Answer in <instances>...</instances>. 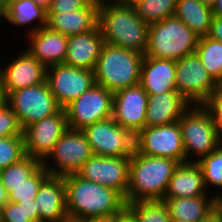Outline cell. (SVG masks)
Here are the masks:
<instances>
[{
	"instance_id": "cell-32",
	"label": "cell",
	"mask_w": 222,
	"mask_h": 222,
	"mask_svg": "<svg viewBox=\"0 0 222 222\" xmlns=\"http://www.w3.org/2000/svg\"><path fill=\"white\" fill-rule=\"evenodd\" d=\"M49 175L42 165L31 177L24 179V182L19 185L4 187L8 193L9 202L20 203L35 200L41 183Z\"/></svg>"
},
{
	"instance_id": "cell-48",
	"label": "cell",
	"mask_w": 222,
	"mask_h": 222,
	"mask_svg": "<svg viewBox=\"0 0 222 222\" xmlns=\"http://www.w3.org/2000/svg\"><path fill=\"white\" fill-rule=\"evenodd\" d=\"M35 2H37L38 4L44 6L45 8H47L50 4L51 0H34Z\"/></svg>"
},
{
	"instance_id": "cell-31",
	"label": "cell",
	"mask_w": 222,
	"mask_h": 222,
	"mask_svg": "<svg viewBox=\"0 0 222 222\" xmlns=\"http://www.w3.org/2000/svg\"><path fill=\"white\" fill-rule=\"evenodd\" d=\"M42 161L26 155L20 161L0 170V179L4 187H14L31 177L41 166Z\"/></svg>"
},
{
	"instance_id": "cell-16",
	"label": "cell",
	"mask_w": 222,
	"mask_h": 222,
	"mask_svg": "<svg viewBox=\"0 0 222 222\" xmlns=\"http://www.w3.org/2000/svg\"><path fill=\"white\" fill-rule=\"evenodd\" d=\"M148 94L140 84L113 93L112 118L133 136L145 127Z\"/></svg>"
},
{
	"instance_id": "cell-51",
	"label": "cell",
	"mask_w": 222,
	"mask_h": 222,
	"mask_svg": "<svg viewBox=\"0 0 222 222\" xmlns=\"http://www.w3.org/2000/svg\"><path fill=\"white\" fill-rule=\"evenodd\" d=\"M11 0H0V9L3 8L6 4H8Z\"/></svg>"
},
{
	"instance_id": "cell-24",
	"label": "cell",
	"mask_w": 222,
	"mask_h": 222,
	"mask_svg": "<svg viewBox=\"0 0 222 222\" xmlns=\"http://www.w3.org/2000/svg\"><path fill=\"white\" fill-rule=\"evenodd\" d=\"M210 195L203 182L197 162L180 163L174 170L164 198L198 197Z\"/></svg>"
},
{
	"instance_id": "cell-20",
	"label": "cell",
	"mask_w": 222,
	"mask_h": 222,
	"mask_svg": "<svg viewBox=\"0 0 222 222\" xmlns=\"http://www.w3.org/2000/svg\"><path fill=\"white\" fill-rule=\"evenodd\" d=\"M103 45L104 39L99 26L93 31L68 36L64 64L94 70Z\"/></svg>"
},
{
	"instance_id": "cell-29",
	"label": "cell",
	"mask_w": 222,
	"mask_h": 222,
	"mask_svg": "<svg viewBox=\"0 0 222 222\" xmlns=\"http://www.w3.org/2000/svg\"><path fill=\"white\" fill-rule=\"evenodd\" d=\"M126 211L136 222H170L167 205L162 200L126 203Z\"/></svg>"
},
{
	"instance_id": "cell-26",
	"label": "cell",
	"mask_w": 222,
	"mask_h": 222,
	"mask_svg": "<svg viewBox=\"0 0 222 222\" xmlns=\"http://www.w3.org/2000/svg\"><path fill=\"white\" fill-rule=\"evenodd\" d=\"M171 220L199 222L215 210V196L163 198Z\"/></svg>"
},
{
	"instance_id": "cell-41",
	"label": "cell",
	"mask_w": 222,
	"mask_h": 222,
	"mask_svg": "<svg viewBox=\"0 0 222 222\" xmlns=\"http://www.w3.org/2000/svg\"><path fill=\"white\" fill-rule=\"evenodd\" d=\"M7 202H9L8 193L5 190V188L1 182V179H0V208L2 206H4Z\"/></svg>"
},
{
	"instance_id": "cell-37",
	"label": "cell",
	"mask_w": 222,
	"mask_h": 222,
	"mask_svg": "<svg viewBox=\"0 0 222 222\" xmlns=\"http://www.w3.org/2000/svg\"><path fill=\"white\" fill-rule=\"evenodd\" d=\"M203 106L210 112L217 125L220 138L222 137V85L210 95Z\"/></svg>"
},
{
	"instance_id": "cell-39",
	"label": "cell",
	"mask_w": 222,
	"mask_h": 222,
	"mask_svg": "<svg viewBox=\"0 0 222 222\" xmlns=\"http://www.w3.org/2000/svg\"><path fill=\"white\" fill-rule=\"evenodd\" d=\"M207 36L222 42V17L213 16Z\"/></svg>"
},
{
	"instance_id": "cell-28",
	"label": "cell",
	"mask_w": 222,
	"mask_h": 222,
	"mask_svg": "<svg viewBox=\"0 0 222 222\" xmlns=\"http://www.w3.org/2000/svg\"><path fill=\"white\" fill-rule=\"evenodd\" d=\"M194 53L213 80L222 85V42L208 36L199 37Z\"/></svg>"
},
{
	"instance_id": "cell-10",
	"label": "cell",
	"mask_w": 222,
	"mask_h": 222,
	"mask_svg": "<svg viewBox=\"0 0 222 222\" xmlns=\"http://www.w3.org/2000/svg\"><path fill=\"white\" fill-rule=\"evenodd\" d=\"M68 127L84 130L97 121L111 118L113 114V92L94 84L76 100L64 108Z\"/></svg>"
},
{
	"instance_id": "cell-3",
	"label": "cell",
	"mask_w": 222,
	"mask_h": 222,
	"mask_svg": "<svg viewBox=\"0 0 222 222\" xmlns=\"http://www.w3.org/2000/svg\"><path fill=\"white\" fill-rule=\"evenodd\" d=\"M178 165L173 159L145 156L134 149L129 162L126 203L163 200Z\"/></svg>"
},
{
	"instance_id": "cell-40",
	"label": "cell",
	"mask_w": 222,
	"mask_h": 222,
	"mask_svg": "<svg viewBox=\"0 0 222 222\" xmlns=\"http://www.w3.org/2000/svg\"><path fill=\"white\" fill-rule=\"evenodd\" d=\"M214 191L215 196V210L219 213L222 220V192L220 193L218 190Z\"/></svg>"
},
{
	"instance_id": "cell-38",
	"label": "cell",
	"mask_w": 222,
	"mask_h": 222,
	"mask_svg": "<svg viewBox=\"0 0 222 222\" xmlns=\"http://www.w3.org/2000/svg\"><path fill=\"white\" fill-rule=\"evenodd\" d=\"M91 0H51L47 13H66L84 8Z\"/></svg>"
},
{
	"instance_id": "cell-45",
	"label": "cell",
	"mask_w": 222,
	"mask_h": 222,
	"mask_svg": "<svg viewBox=\"0 0 222 222\" xmlns=\"http://www.w3.org/2000/svg\"><path fill=\"white\" fill-rule=\"evenodd\" d=\"M119 222H136L135 219L125 211L122 214H119Z\"/></svg>"
},
{
	"instance_id": "cell-2",
	"label": "cell",
	"mask_w": 222,
	"mask_h": 222,
	"mask_svg": "<svg viewBox=\"0 0 222 222\" xmlns=\"http://www.w3.org/2000/svg\"><path fill=\"white\" fill-rule=\"evenodd\" d=\"M98 26L104 43L145 54L149 25L132 5L118 0L101 1Z\"/></svg>"
},
{
	"instance_id": "cell-13",
	"label": "cell",
	"mask_w": 222,
	"mask_h": 222,
	"mask_svg": "<svg viewBox=\"0 0 222 222\" xmlns=\"http://www.w3.org/2000/svg\"><path fill=\"white\" fill-rule=\"evenodd\" d=\"M46 82L64 109L95 84L94 71L57 64L47 68Z\"/></svg>"
},
{
	"instance_id": "cell-21",
	"label": "cell",
	"mask_w": 222,
	"mask_h": 222,
	"mask_svg": "<svg viewBox=\"0 0 222 222\" xmlns=\"http://www.w3.org/2000/svg\"><path fill=\"white\" fill-rule=\"evenodd\" d=\"M39 222H59L66 214V185L63 176L49 175L35 197Z\"/></svg>"
},
{
	"instance_id": "cell-9",
	"label": "cell",
	"mask_w": 222,
	"mask_h": 222,
	"mask_svg": "<svg viewBox=\"0 0 222 222\" xmlns=\"http://www.w3.org/2000/svg\"><path fill=\"white\" fill-rule=\"evenodd\" d=\"M134 149L145 156L169 158L186 162L179 123L145 126L134 136Z\"/></svg>"
},
{
	"instance_id": "cell-6",
	"label": "cell",
	"mask_w": 222,
	"mask_h": 222,
	"mask_svg": "<svg viewBox=\"0 0 222 222\" xmlns=\"http://www.w3.org/2000/svg\"><path fill=\"white\" fill-rule=\"evenodd\" d=\"M178 123L186 162H197L221 144L217 125L203 105H191ZM191 156L195 157L191 159Z\"/></svg>"
},
{
	"instance_id": "cell-27",
	"label": "cell",
	"mask_w": 222,
	"mask_h": 222,
	"mask_svg": "<svg viewBox=\"0 0 222 222\" xmlns=\"http://www.w3.org/2000/svg\"><path fill=\"white\" fill-rule=\"evenodd\" d=\"M174 15L199 37L208 35L213 12L201 0H177Z\"/></svg>"
},
{
	"instance_id": "cell-33",
	"label": "cell",
	"mask_w": 222,
	"mask_h": 222,
	"mask_svg": "<svg viewBox=\"0 0 222 222\" xmlns=\"http://www.w3.org/2000/svg\"><path fill=\"white\" fill-rule=\"evenodd\" d=\"M197 164L202 170L203 182L207 192L210 191L211 193V186L222 190V145L220 144L210 154L199 159Z\"/></svg>"
},
{
	"instance_id": "cell-35",
	"label": "cell",
	"mask_w": 222,
	"mask_h": 222,
	"mask_svg": "<svg viewBox=\"0 0 222 222\" xmlns=\"http://www.w3.org/2000/svg\"><path fill=\"white\" fill-rule=\"evenodd\" d=\"M25 156L24 136L0 138V170L20 161Z\"/></svg>"
},
{
	"instance_id": "cell-8",
	"label": "cell",
	"mask_w": 222,
	"mask_h": 222,
	"mask_svg": "<svg viewBox=\"0 0 222 222\" xmlns=\"http://www.w3.org/2000/svg\"><path fill=\"white\" fill-rule=\"evenodd\" d=\"M6 102L16 113L23 130L63 109L51 93L47 82L12 91L6 96Z\"/></svg>"
},
{
	"instance_id": "cell-11",
	"label": "cell",
	"mask_w": 222,
	"mask_h": 222,
	"mask_svg": "<svg viewBox=\"0 0 222 222\" xmlns=\"http://www.w3.org/2000/svg\"><path fill=\"white\" fill-rule=\"evenodd\" d=\"M175 86L191 105H203L219 85L193 53L176 61Z\"/></svg>"
},
{
	"instance_id": "cell-46",
	"label": "cell",
	"mask_w": 222,
	"mask_h": 222,
	"mask_svg": "<svg viewBox=\"0 0 222 222\" xmlns=\"http://www.w3.org/2000/svg\"><path fill=\"white\" fill-rule=\"evenodd\" d=\"M89 222H119V215L111 217V218L94 219V220H90Z\"/></svg>"
},
{
	"instance_id": "cell-43",
	"label": "cell",
	"mask_w": 222,
	"mask_h": 222,
	"mask_svg": "<svg viewBox=\"0 0 222 222\" xmlns=\"http://www.w3.org/2000/svg\"><path fill=\"white\" fill-rule=\"evenodd\" d=\"M211 9L213 16L222 17V0H216Z\"/></svg>"
},
{
	"instance_id": "cell-14",
	"label": "cell",
	"mask_w": 222,
	"mask_h": 222,
	"mask_svg": "<svg viewBox=\"0 0 222 222\" xmlns=\"http://www.w3.org/2000/svg\"><path fill=\"white\" fill-rule=\"evenodd\" d=\"M68 129L64 109L28 125L23 130L26 155L43 162L51 153L55 143Z\"/></svg>"
},
{
	"instance_id": "cell-18",
	"label": "cell",
	"mask_w": 222,
	"mask_h": 222,
	"mask_svg": "<svg viewBox=\"0 0 222 222\" xmlns=\"http://www.w3.org/2000/svg\"><path fill=\"white\" fill-rule=\"evenodd\" d=\"M99 5V1L91 0L77 11L47 13V27L65 36L93 31L99 23Z\"/></svg>"
},
{
	"instance_id": "cell-36",
	"label": "cell",
	"mask_w": 222,
	"mask_h": 222,
	"mask_svg": "<svg viewBox=\"0 0 222 222\" xmlns=\"http://www.w3.org/2000/svg\"><path fill=\"white\" fill-rule=\"evenodd\" d=\"M23 136V128L16 113L5 101L0 104V138Z\"/></svg>"
},
{
	"instance_id": "cell-44",
	"label": "cell",
	"mask_w": 222,
	"mask_h": 222,
	"mask_svg": "<svg viewBox=\"0 0 222 222\" xmlns=\"http://www.w3.org/2000/svg\"><path fill=\"white\" fill-rule=\"evenodd\" d=\"M59 222H89V220H85L80 217H74L66 214Z\"/></svg>"
},
{
	"instance_id": "cell-17",
	"label": "cell",
	"mask_w": 222,
	"mask_h": 222,
	"mask_svg": "<svg viewBox=\"0 0 222 222\" xmlns=\"http://www.w3.org/2000/svg\"><path fill=\"white\" fill-rule=\"evenodd\" d=\"M4 64H0V70L5 96L12 91L46 82L47 68L26 49L18 53L11 62Z\"/></svg>"
},
{
	"instance_id": "cell-4",
	"label": "cell",
	"mask_w": 222,
	"mask_h": 222,
	"mask_svg": "<svg viewBox=\"0 0 222 222\" xmlns=\"http://www.w3.org/2000/svg\"><path fill=\"white\" fill-rule=\"evenodd\" d=\"M143 59L139 52L104 43L93 70L95 84L113 93L139 84Z\"/></svg>"
},
{
	"instance_id": "cell-49",
	"label": "cell",
	"mask_w": 222,
	"mask_h": 222,
	"mask_svg": "<svg viewBox=\"0 0 222 222\" xmlns=\"http://www.w3.org/2000/svg\"><path fill=\"white\" fill-rule=\"evenodd\" d=\"M124 4H128V5H134L135 3L139 2L140 0H118Z\"/></svg>"
},
{
	"instance_id": "cell-52",
	"label": "cell",
	"mask_w": 222,
	"mask_h": 222,
	"mask_svg": "<svg viewBox=\"0 0 222 222\" xmlns=\"http://www.w3.org/2000/svg\"><path fill=\"white\" fill-rule=\"evenodd\" d=\"M170 222H181V221H177V220H171Z\"/></svg>"
},
{
	"instance_id": "cell-30",
	"label": "cell",
	"mask_w": 222,
	"mask_h": 222,
	"mask_svg": "<svg viewBox=\"0 0 222 222\" xmlns=\"http://www.w3.org/2000/svg\"><path fill=\"white\" fill-rule=\"evenodd\" d=\"M176 4L177 0H140L133 7L138 16L151 25L174 15Z\"/></svg>"
},
{
	"instance_id": "cell-15",
	"label": "cell",
	"mask_w": 222,
	"mask_h": 222,
	"mask_svg": "<svg viewBox=\"0 0 222 222\" xmlns=\"http://www.w3.org/2000/svg\"><path fill=\"white\" fill-rule=\"evenodd\" d=\"M129 162L130 156L92 155L77 174L86 180L112 188L125 198L129 184Z\"/></svg>"
},
{
	"instance_id": "cell-12",
	"label": "cell",
	"mask_w": 222,
	"mask_h": 222,
	"mask_svg": "<svg viewBox=\"0 0 222 222\" xmlns=\"http://www.w3.org/2000/svg\"><path fill=\"white\" fill-rule=\"evenodd\" d=\"M82 131L90 144L93 155L105 157L132 155L134 136L112 117L97 121Z\"/></svg>"
},
{
	"instance_id": "cell-42",
	"label": "cell",
	"mask_w": 222,
	"mask_h": 222,
	"mask_svg": "<svg viewBox=\"0 0 222 222\" xmlns=\"http://www.w3.org/2000/svg\"><path fill=\"white\" fill-rule=\"evenodd\" d=\"M199 222H222L219 213L214 210L211 214H209L206 218L202 219Z\"/></svg>"
},
{
	"instance_id": "cell-25",
	"label": "cell",
	"mask_w": 222,
	"mask_h": 222,
	"mask_svg": "<svg viewBox=\"0 0 222 222\" xmlns=\"http://www.w3.org/2000/svg\"><path fill=\"white\" fill-rule=\"evenodd\" d=\"M3 18L17 27L34 23L33 27H29L30 30L26 32L30 34L47 26V9L34 0H11L0 9V19Z\"/></svg>"
},
{
	"instance_id": "cell-23",
	"label": "cell",
	"mask_w": 222,
	"mask_h": 222,
	"mask_svg": "<svg viewBox=\"0 0 222 222\" xmlns=\"http://www.w3.org/2000/svg\"><path fill=\"white\" fill-rule=\"evenodd\" d=\"M190 106L191 104L177 91L149 95L145 126L177 122Z\"/></svg>"
},
{
	"instance_id": "cell-5",
	"label": "cell",
	"mask_w": 222,
	"mask_h": 222,
	"mask_svg": "<svg viewBox=\"0 0 222 222\" xmlns=\"http://www.w3.org/2000/svg\"><path fill=\"white\" fill-rule=\"evenodd\" d=\"M199 40L175 15L149 25L148 46L144 55L177 61L195 52Z\"/></svg>"
},
{
	"instance_id": "cell-1",
	"label": "cell",
	"mask_w": 222,
	"mask_h": 222,
	"mask_svg": "<svg viewBox=\"0 0 222 222\" xmlns=\"http://www.w3.org/2000/svg\"><path fill=\"white\" fill-rule=\"evenodd\" d=\"M67 215L85 220L111 218L126 211L125 198L116 190L86 180L77 173L63 176Z\"/></svg>"
},
{
	"instance_id": "cell-50",
	"label": "cell",
	"mask_w": 222,
	"mask_h": 222,
	"mask_svg": "<svg viewBox=\"0 0 222 222\" xmlns=\"http://www.w3.org/2000/svg\"><path fill=\"white\" fill-rule=\"evenodd\" d=\"M203 4L209 6L212 8V6L215 4L216 0H201Z\"/></svg>"
},
{
	"instance_id": "cell-22",
	"label": "cell",
	"mask_w": 222,
	"mask_h": 222,
	"mask_svg": "<svg viewBox=\"0 0 222 222\" xmlns=\"http://www.w3.org/2000/svg\"><path fill=\"white\" fill-rule=\"evenodd\" d=\"M175 73L176 61L144 55L139 84L148 96L176 91Z\"/></svg>"
},
{
	"instance_id": "cell-19",
	"label": "cell",
	"mask_w": 222,
	"mask_h": 222,
	"mask_svg": "<svg viewBox=\"0 0 222 222\" xmlns=\"http://www.w3.org/2000/svg\"><path fill=\"white\" fill-rule=\"evenodd\" d=\"M26 37L29 40V47L25 49L46 68L64 64L68 36L46 26L27 34Z\"/></svg>"
},
{
	"instance_id": "cell-47",
	"label": "cell",
	"mask_w": 222,
	"mask_h": 222,
	"mask_svg": "<svg viewBox=\"0 0 222 222\" xmlns=\"http://www.w3.org/2000/svg\"><path fill=\"white\" fill-rule=\"evenodd\" d=\"M5 101H6V96L3 91L2 73L0 70V104L4 103Z\"/></svg>"
},
{
	"instance_id": "cell-34",
	"label": "cell",
	"mask_w": 222,
	"mask_h": 222,
	"mask_svg": "<svg viewBox=\"0 0 222 222\" xmlns=\"http://www.w3.org/2000/svg\"><path fill=\"white\" fill-rule=\"evenodd\" d=\"M36 200L7 202L0 208V222H39Z\"/></svg>"
},
{
	"instance_id": "cell-7",
	"label": "cell",
	"mask_w": 222,
	"mask_h": 222,
	"mask_svg": "<svg viewBox=\"0 0 222 222\" xmlns=\"http://www.w3.org/2000/svg\"><path fill=\"white\" fill-rule=\"evenodd\" d=\"M93 155L83 131L68 129L55 143L51 153L42 162L52 176L77 173ZM54 162H48L49 160Z\"/></svg>"
}]
</instances>
